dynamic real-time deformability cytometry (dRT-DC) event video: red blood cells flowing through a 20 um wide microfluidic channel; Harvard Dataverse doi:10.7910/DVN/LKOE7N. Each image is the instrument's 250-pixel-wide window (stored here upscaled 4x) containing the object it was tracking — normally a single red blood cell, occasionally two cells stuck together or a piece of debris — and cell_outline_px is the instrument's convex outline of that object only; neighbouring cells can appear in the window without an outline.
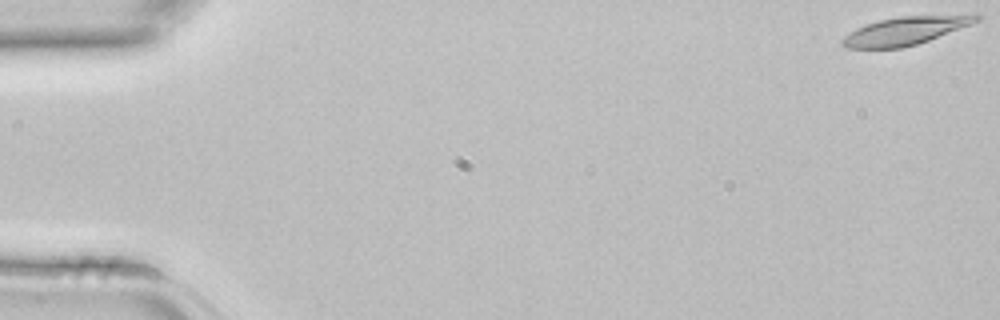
{"species": "common noctule bat (a hibernating species)", "species_latin": "Nyctalus noctula", "temperature_condition": "room temperature", "stored_images_in_passage": 4, "camera_frame_rate_fps": 3000, "um_per_image_px": 0.085, "animal": {"sex": "female", "body_mass_g": 22.7, "forearm_length_mm": 54.2}, "frame": {"image": 1, "passage_image": 4, "time_ms": 1.0, "image_size_px": [1000, 320], "cell_outline_px": [[980, 20], [972, 24], [928, 40], [916, 44], [900, 48], [848, 48], [840, 44], [840, 40], [844, 36], [856, 28], [880, 20], [900, 16], [976, 12], [980, 16]], "centroid_in_image_um": [77.06, 2.57], "position_along_channel_um": 7.9, "area_um2": 22.37}}